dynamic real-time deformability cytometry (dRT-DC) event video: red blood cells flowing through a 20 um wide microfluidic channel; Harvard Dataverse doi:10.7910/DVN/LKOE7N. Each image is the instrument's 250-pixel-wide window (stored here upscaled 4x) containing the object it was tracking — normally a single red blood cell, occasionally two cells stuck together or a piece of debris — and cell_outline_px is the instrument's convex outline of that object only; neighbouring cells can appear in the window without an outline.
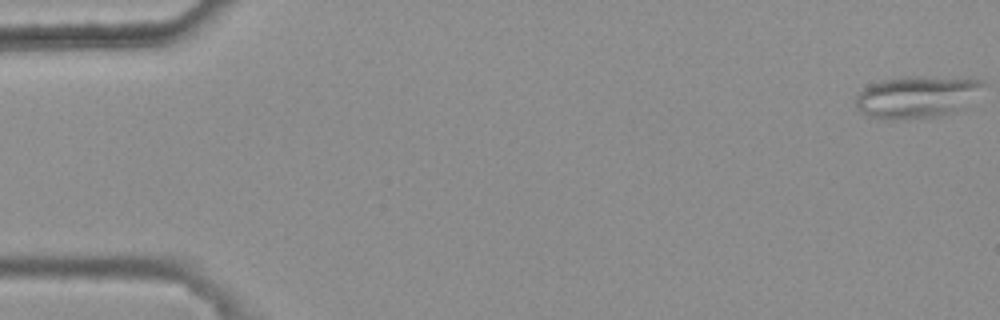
{"species": "common noctule bat (a hibernating species)", "species_latin": "Nyctalus noctula", "temperature_condition": "warm", "stored_images_in_passage": 48, "camera_frame_rate_fps": 3000, "um_per_image_px": 0.085, "animal": {"sex": "female", "body_mass_g": 25.1}, "frame": {"image": 1, "passage_image": 1, "time_ms": 0.0, "image_size_px": [1000, 320], "cell_outline_px": [[984, 84], [956, 108], [948, 112], [936, 116], [904, 120], [868, 116], [856, 108], [856, 96], [864, 88], [880, 80], [904, 76], [968, 76], [984, 80]], "centroid_in_image_um": [77.85, 8.18], "position_along_channel_um": 7.2, "area_um2": 30.63}}
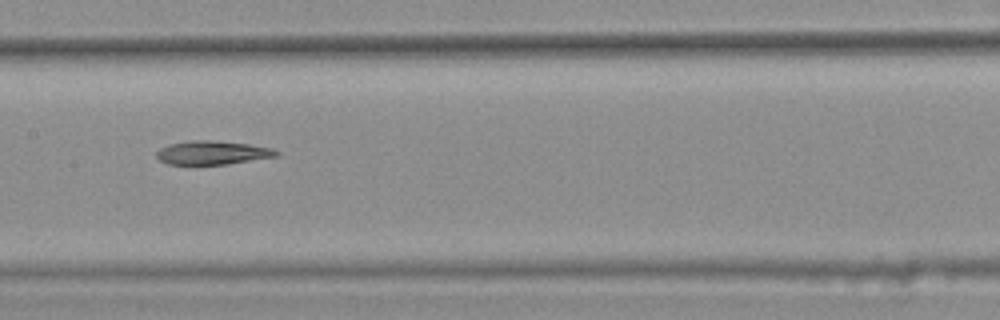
{"frame": {"image": 2, "passage_image": 27, "time_ms": 8.667, "image_size_px": [1000, 320], "cell_outline_px": [[280, 152], [276, 156], [228, 164], [168, 164], [160, 160], [156, 156], [156, 152], [160, 148], [168, 144], [188, 140], [212, 140], [248, 144], [272, 148]], "centroid_in_image_um": [18.02, 12.97], "position_along_channel_um": 189.4, "area_um2": 16.47}}
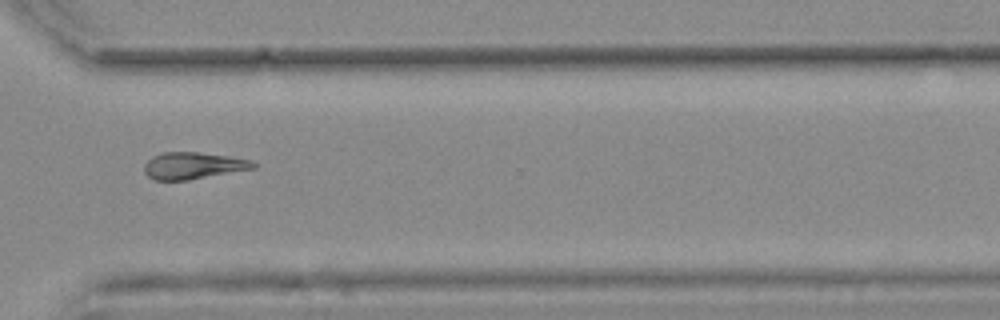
{"frame": {"image": 3, "passage_image": 40, "time_ms": 13.0, "image_size_px": [1000, 320], "cell_outline_px": [[256, 168], [188, 180], [156, 180], [148, 176], [144, 172], [144, 164], [152, 156], [164, 152], [200, 152], [228, 156], [252, 160], [256, 164]], "centroid_in_image_um": [16.41, 14.07], "position_along_channel_um": 354.2, "area_um2": 17.05}}